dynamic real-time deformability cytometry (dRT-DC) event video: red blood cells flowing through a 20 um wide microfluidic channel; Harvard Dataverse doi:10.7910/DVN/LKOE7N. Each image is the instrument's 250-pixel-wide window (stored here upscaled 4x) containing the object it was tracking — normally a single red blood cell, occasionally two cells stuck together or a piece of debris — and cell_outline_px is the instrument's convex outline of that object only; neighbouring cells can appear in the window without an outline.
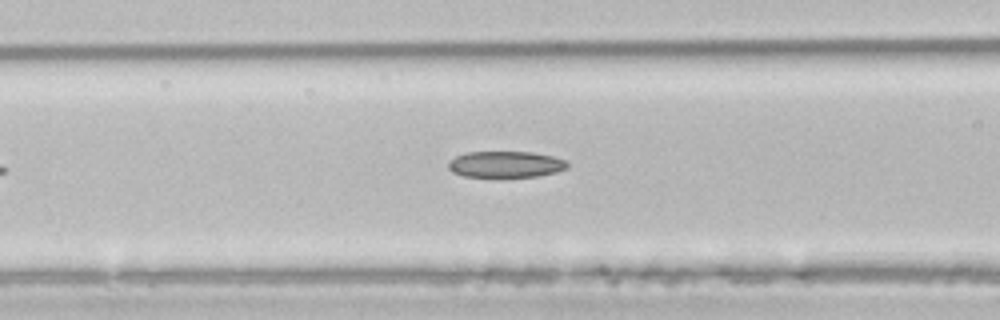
{"species": "common noctule bat (a hibernating species)", "species_latin": "Nyctalus noctula", "temperature_condition": "room temperature", "stored_images_in_passage": 6, "camera_frame_rate_fps": 3000, "um_per_image_px": 0.085, "animal": {"sex": "male", "body_mass_g": 21.5, "forearm_length_mm": 52.0}, "frame": {"image": 1, "passage_image": 6, "time_ms": 8.333, "image_size_px": [1000, 320], "cell_outline_px": [[568, 168], [556, 172], [536, 176], [464, 176], [452, 172], [448, 168], [448, 164], [456, 156], [468, 152], [532, 152], [552, 156], [564, 160], [568, 164]], "centroid_in_image_um": [42.99, 13.96], "position_along_channel_um": 123.6, "area_um2": 17.92}}